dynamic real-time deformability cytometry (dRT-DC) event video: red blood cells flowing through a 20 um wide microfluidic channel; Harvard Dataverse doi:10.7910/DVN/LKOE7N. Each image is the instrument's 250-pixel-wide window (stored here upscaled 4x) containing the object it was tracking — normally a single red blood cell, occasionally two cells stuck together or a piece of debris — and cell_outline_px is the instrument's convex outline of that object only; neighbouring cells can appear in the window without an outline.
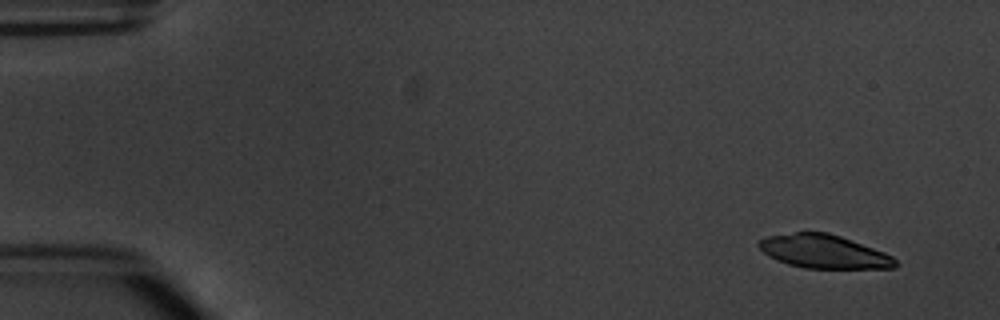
{"species": "common noctule bat (a hibernating species)", "species_latin": "Nyctalus noctula", "temperature_condition": "warm", "stored_images_in_passage": 5, "camera_frame_rate_fps": 3000, "um_per_image_px": 0.085, "animal": {"sex": "male", "body_mass_g": 20.1, "forearm_length_mm": 53.5}, "frame": {"image": 1, "passage_image": 1, "time_ms": 0.0, "image_size_px": [1000, 320], "cell_outline_px": [[900, 264], [892, 268], [804, 268], [788, 264], [776, 260], [764, 252], [756, 244], [764, 236], [796, 232], [828, 232], [840, 236], [884, 252], [892, 256]], "centroid_in_image_um": [70.01, 21.38], "position_along_channel_um": 15.0, "area_um2": 26.59}}